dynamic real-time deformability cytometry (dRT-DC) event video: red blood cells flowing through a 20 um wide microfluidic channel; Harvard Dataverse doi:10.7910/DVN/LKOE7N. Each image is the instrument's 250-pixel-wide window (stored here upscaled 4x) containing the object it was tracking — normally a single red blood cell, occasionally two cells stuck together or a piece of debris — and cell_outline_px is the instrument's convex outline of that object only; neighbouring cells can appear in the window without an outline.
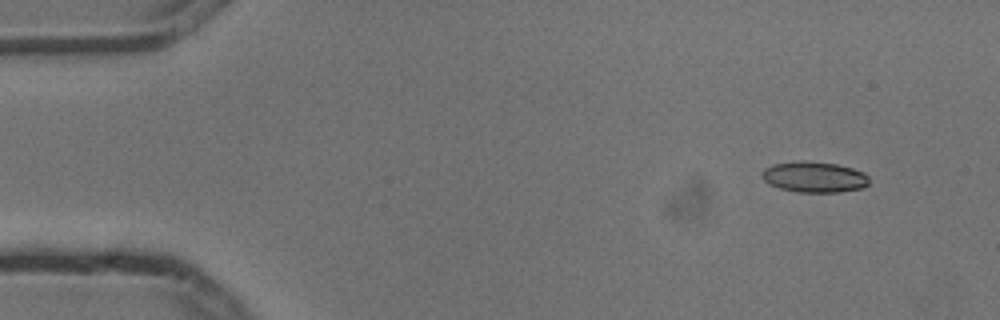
{"species": "common noctule bat (a hibernating species)", "species_latin": "Nyctalus noctula", "temperature_condition": "cold", "stored_images_in_passage": 6, "camera_frame_rate_fps": 3000, "um_per_image_px": 0.085, "animal": {"sex": "male", "body_mass_g": 13.3}, "frame": {"image": 1, "passage_image": 2, "time_ms": 0.333, "image_size_px": [1000, 320], "cell_outline_px": [[868, 184], [864, 188], [840, 192], [800, 192], [780, 188], [764, 180], [760, 172], [764, 168], [772, 164], [836, 164], [852, 168], [864, 172], [868, 176]], "centroid_in_image_um": [69.27, 15.1], "position_along_channel_um": 15.7, "area_um2": 18.32}}
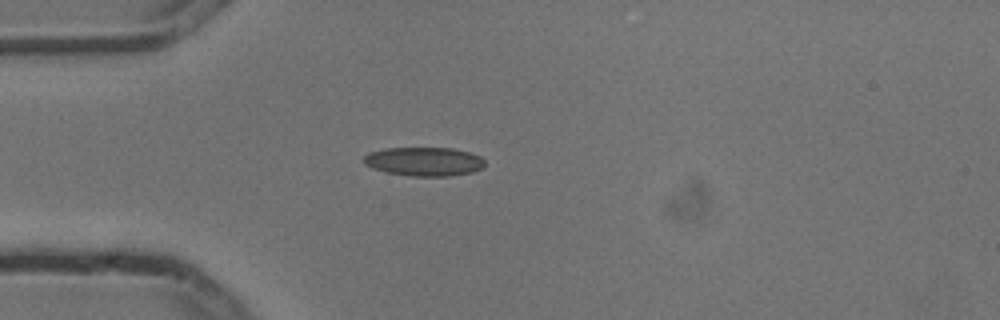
{"frame": {"image": 2, "passage_image": 5, "time_ms": 1.333, "image_size_px": [1000, 320], "cell_outline_px": [[484, 164], [480, 168], [472, 172], [448, 176], [412, 176], [384, 172], [372, 168], [364, 164], [364, 156], [368, 152], [384, 148], [452, 148], [468, 152], [480, 156], [484, 160]], "centroid_in_image_um": [36.0, 13.73], "position_along_channel_um": 49.0, "area_um2": 20.35}}